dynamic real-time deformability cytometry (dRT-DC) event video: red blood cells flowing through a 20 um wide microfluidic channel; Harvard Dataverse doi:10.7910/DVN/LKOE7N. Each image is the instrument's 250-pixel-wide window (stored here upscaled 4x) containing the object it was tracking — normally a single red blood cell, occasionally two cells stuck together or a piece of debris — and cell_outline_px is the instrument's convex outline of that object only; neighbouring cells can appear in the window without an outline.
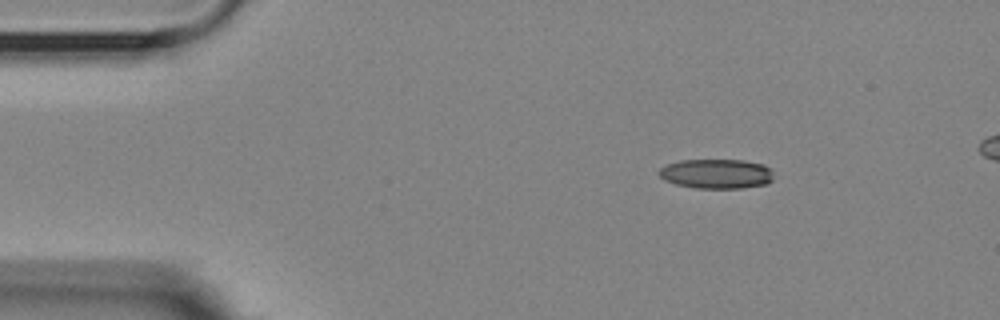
{"species": "Egyptian fruit bat (a non-hibernating species)", "species_latin": "Rousettus aegyptiacus", "temperature_condition": "room temperature", "stored_images_in_passage": 47, "camera_frame_rate_fps": 3000, "um_per_image_px": 0.085, "animal": {"sex": "female"}, "frame": {"image": 1, "passage_image": 1, "time_ms": 0.0, "image_size_px": [1000, 320], "cell_outline_px": [[772, 180], [768, 184], [740, 188], [696, 188], [676, 184], [664, 180], [660, 176], [660, 168], [668, 164], [680, 160], [744, 160], [764, 164], [772, 168]], "centroid_in_image_um": [60.94, 14.77], "position_along_channel_um": 24.1, "area_um2": 19.83}}
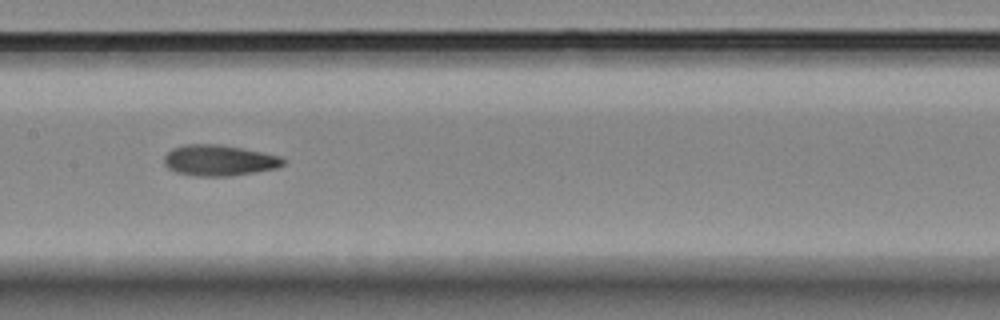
{"frame": {"image": 2, "passage_image": 20, "time_ms": 6.333, "image_size_px": [1000, 320], "cell_outline_px": [[284, 164], [276, 168], [256, 172], [232, 176], [196, 176], [176, 172], [168, 168], [164, 164], [164, 156], [172, 148], [184, 144], [220, 144], [280, 156], [284, 160]], "centroid_in_image_um": [18.59, 13.63], "position_along_channel_um": 188.8, "area_um2": 21.39}}
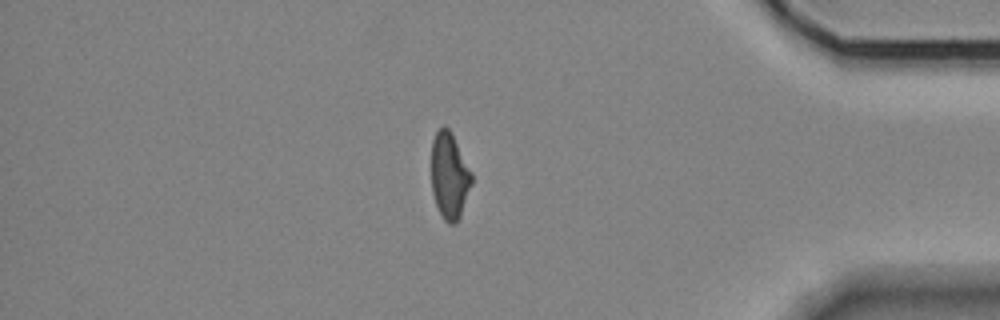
{"frame": {"image": 3, "passage_image": 40, "time_ms": 13.0, "image_size_px": [1000, 320], "cell_outline_px": [[472, 184], [460, 216], [452, 224], [448, 224], [444, 220], [436, 204], [432, 192], [432, 140], [436, 132], [444, 124], [452, 132], [472, 172]], "centroid_in_image_um": [38.21, 14.9], "position_along_channel_um": 397.0, "area_um2": 20.23}, "authors_computed_cell_mechanics": {"area_um2": 21.1548, "velocity_mm_per_s": 3.6117, "shape_relaxation_time_tau1_ms": 6.3713, "shape_relaxation_time_tau2_ms": 3.4382, "deformation_change_tau1": 0.1548, "deformation_change_tau2": 0.1146}}